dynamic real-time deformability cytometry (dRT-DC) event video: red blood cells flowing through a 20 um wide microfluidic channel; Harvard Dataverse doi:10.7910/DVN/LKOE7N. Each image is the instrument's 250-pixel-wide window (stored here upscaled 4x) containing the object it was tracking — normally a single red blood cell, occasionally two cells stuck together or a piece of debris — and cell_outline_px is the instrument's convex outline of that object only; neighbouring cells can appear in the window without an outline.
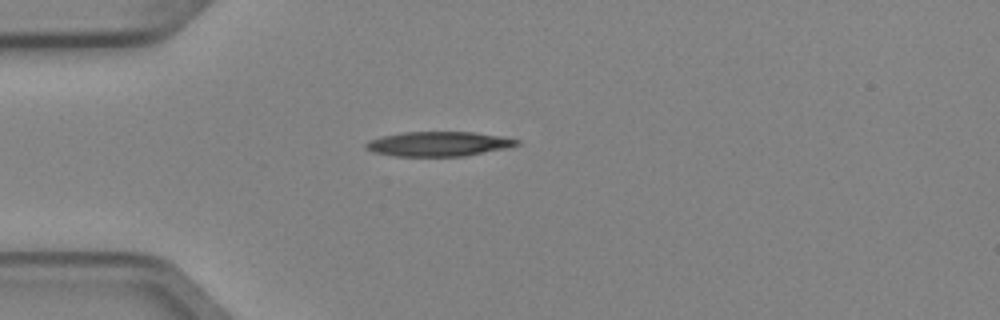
{"species": "Egyptian fruit bat (a non-hibernating species)", "species_latin": "Rousettus aegyptiacus", "temperature_condition": "cold", "stored_images_in_passage": 1, "camera_frame_rate_fps": 3000, "um_per_image_px": 0.085, "animal": {"sex": "female"}, "frame": {"image": 1, "passage_image": 1, "time_ms": 0.0, "image_size_px": [1000, 320], "cell_outline_px": [[520, 144], [504, 148], [464, 156], [396, 156], [372, 152], [364, 148], [364, 144], [368, 140], [380, 136], [400, 132], [472, 132], [500, 136], [520, 140]], "centroid_in_image_um": [37.19, 12.22], "position_along_channel_um": 47.8, "area_um2": 21.68}}